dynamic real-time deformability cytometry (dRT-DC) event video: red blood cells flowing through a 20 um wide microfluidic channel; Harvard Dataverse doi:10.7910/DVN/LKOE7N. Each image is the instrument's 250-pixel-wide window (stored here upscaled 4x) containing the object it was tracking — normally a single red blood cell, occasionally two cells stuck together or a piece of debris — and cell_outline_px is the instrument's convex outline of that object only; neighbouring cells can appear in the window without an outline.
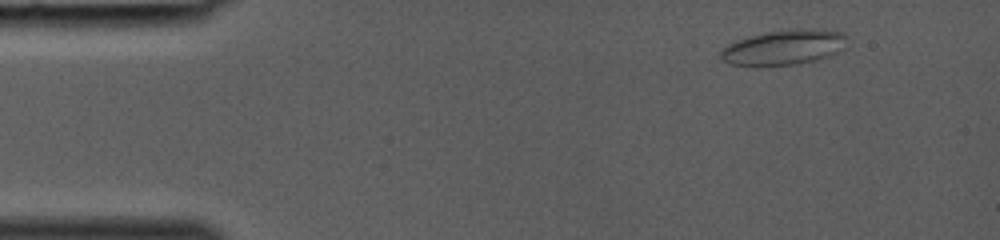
{"species": "common noctule bat (a hibernating species)", "species_latin": "Nyctalus noctula", "temperature_condition": "room temperature", "stored_images_in_passage": 35, "camera_frame_rate_fps": 3000, "um_per_image_px": 0.085, "animal": {"sex": "female", "body_mass_g": 19.0, "forearm_length_mm": 53.3}, "frame": {"image": 1, "passage_image": 1, "time_ms": 0.0, "image_size_px": [1000, 240], "cell_outline_px": [[844, 48], [840, 52], [816, 60], [796, 64], [756, 68], [732, 64], [720, 60], [720, 52], [728, 44], [736, 40], [768, 32], [840, 32], [844, 36]], "centroid_in_image_um": [66.48, 4.14], "position_along_channel_um": 18.5, "area_um2": 24.85}}
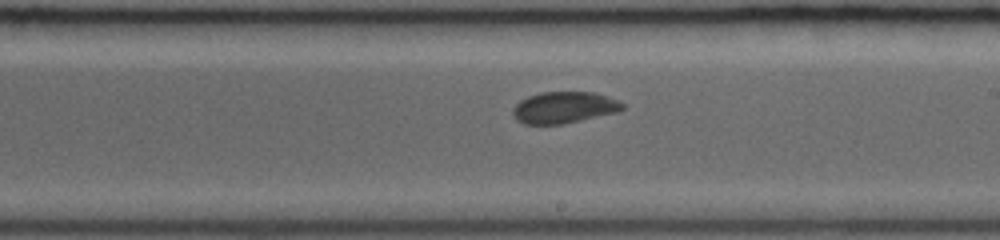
{"frame": {"image": 2, "passage_image": 20, "time_ms": 6.333, "image_size_px": [1000, 240], "cell_outline_px": [[624, 108], [616, 112], [564, 124], [524, 124], [516, 120], [512, 116], [512, 108], [520, 100], [528, 96], [540, 92], [592, 92], [616, 100], [624, 104]], "centroid_in_image_um": [47.87, 9.14], "position_along_channel_um": 241.1, "area_um2": 20.06}}
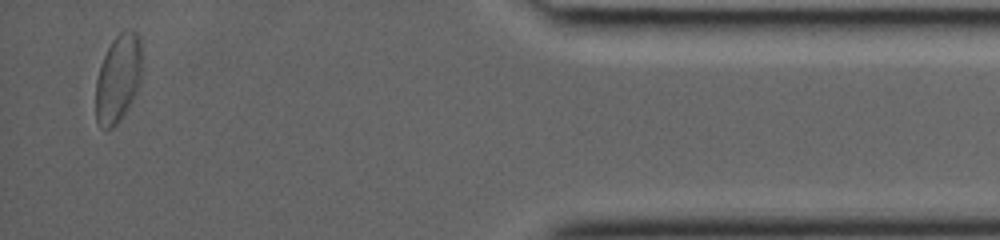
{"frame": {"image": 3, "passage_image": 34, "time_ms": 11.0, "image_size_px": [1000, 240], "cell_outline_px": [[140, 80], [136, 92], [128, 108], [120, 120], [112, 128], [100, 128], [96, 120], [96, 80], [100, 64], [112, 40], [124, 28], [136, 32], [140, 36]], "centroid_in_image_um": [10.02, 6.66], "position_along_channel_um": 425.2, "area_um2": 23.58}}